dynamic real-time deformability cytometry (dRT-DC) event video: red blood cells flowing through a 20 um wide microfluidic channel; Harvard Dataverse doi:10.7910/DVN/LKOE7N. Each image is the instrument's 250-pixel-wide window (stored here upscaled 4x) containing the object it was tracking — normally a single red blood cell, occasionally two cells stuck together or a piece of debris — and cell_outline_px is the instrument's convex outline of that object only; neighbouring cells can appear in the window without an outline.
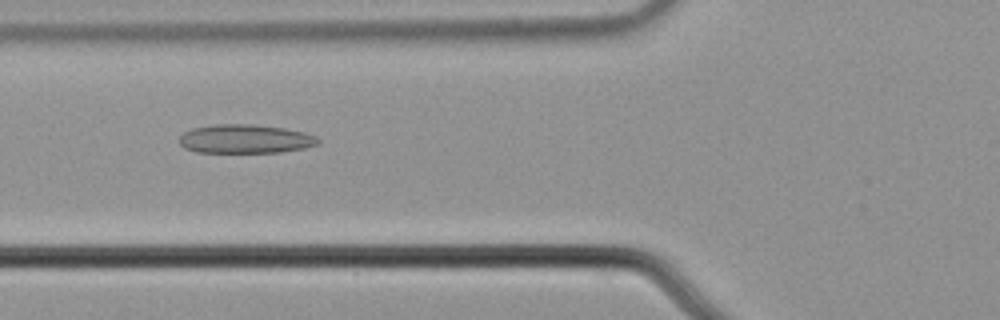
{"species": "common noctule bat (a hibernating species)", "species_latin": "Nyctalus noctula", "temperature_condition": "cold", "stored_images_in_passage": 48, "camera_frame_rate_fps": 3000, "um_per_image_px": 0.085, "animal": {"sex": "male", "body_mass_g": 21.5, "forearm_length_mm": 52.0}, "frame": {"image": 1, "passage_image": 14, "time_ms": 4.333, "image_size_px": [1000, 320], "cell_outline_px": [[320, 140], [316, 144], [304, 148], [280, 152], [196, 152], [184, 148], [180, 144], [180, 136], [184, 132], [192, 128], [216, 124], [252, 124], [284, 128], [304, 132], [316, 136]], "centroid_in_image_um": [20.83, 11.8], "position_along_channel_um": 105.0, "area_um2": 23.24}}
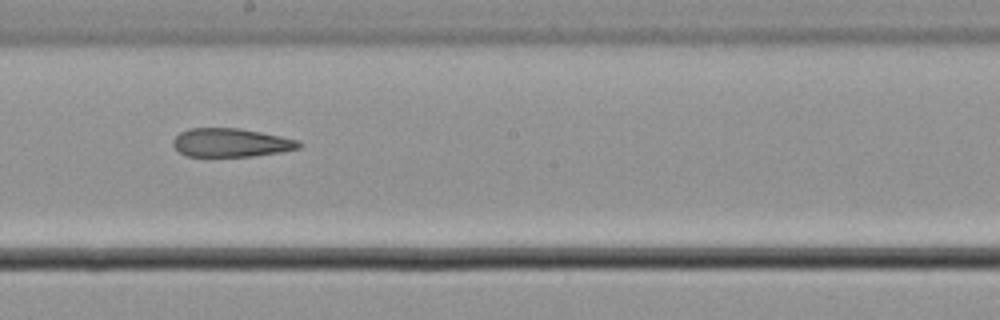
{"frame": {"image": 2, "passage_image": 24, "time_ms": 7.667, "image_size_px": [1000, 320], "cell_outline_px": [[304, 144], [300, 148], [280, 152], [252, 156], [188, 156], [180, 152], [172, 144], [172, 140], [180, 132], [188, 128], [240, 128], [300, 140]], "centroid_in_image_um": [19.65, 12.12], "position_along_channel_um": 228.5, "area_um2": 20.98}}
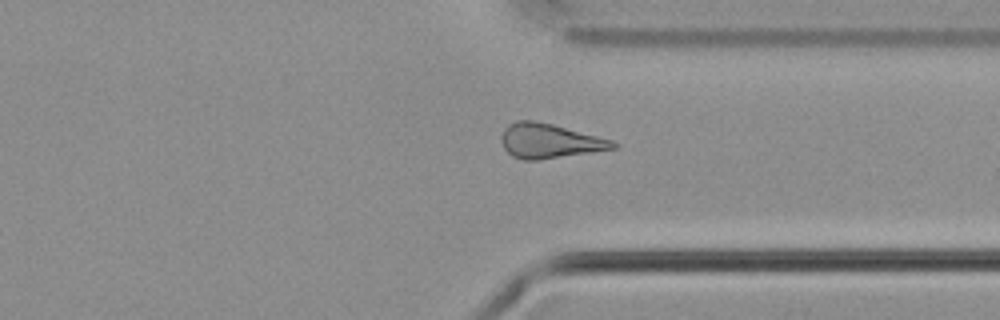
{"frame": {"image": 3, "passage_image": 35, "time_ms": 11.333, "image_size_px": [1000, 320], "cell_outline_px": [[620, 144], [616, 148], [592, 152], [536, 160], [524, 160], [512, 156], [504, 148], [500, 140], [500, 136], [504, 128], [508, 124], [516, 120], [532, 120], [552, 124], [612, 140]], "centroid_in_image_um": [46.67, 11.97], "position_along_channel_um": 364.7, "area_um2": 22.43}, "authors_computed_cell_mechanics": {"area_um2": 22.3975, "velocity_mm_per_s": 3.7026, "shape_relaxation_time_tau1_ms": null, "shape_relaxation_time_tau2_ms": 9.0098, "deformation_change_tau1": null, "deformation_change_tau2": 0.205}}